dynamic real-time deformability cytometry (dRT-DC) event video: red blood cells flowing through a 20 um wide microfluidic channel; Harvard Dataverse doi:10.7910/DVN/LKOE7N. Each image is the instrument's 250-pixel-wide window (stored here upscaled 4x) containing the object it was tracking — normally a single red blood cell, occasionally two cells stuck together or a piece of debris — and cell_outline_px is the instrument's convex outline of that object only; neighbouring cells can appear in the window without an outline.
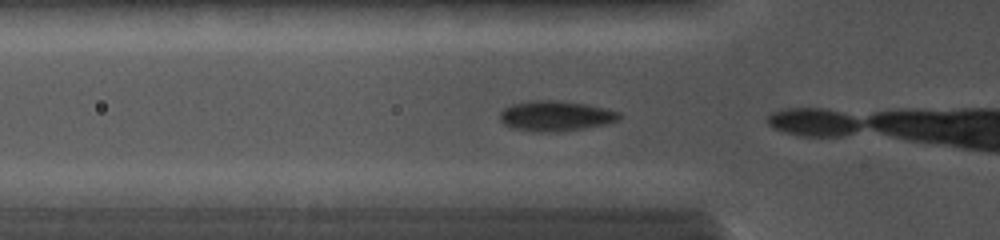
{"species": "common noctule bat (a hibernating species)", "species_latin": "Nyctalus noctula", "temperature_condition": "cold", "stored_images_in_passage": 3, "camera_frame_rate_fps": 5000, "um_per_image_px": 0.085, "animal": {"sex": "female", "body_mass_g": 19.0, "forearm_length_mm": 56.7}, "frame": {"image": 1, "passage_image": 2, "time_ms": 0.4, "image_size_px": [1000, 240], "cell_outline_px": [[624, 116], [620, 120], [604, 124], [584, 128], [552, 132], [536, 132], [516, 128], [504, 124], [500, 120], [500, 112], [504, 108], [512, 104], [532, 100], [552, 100], [588, 104], [620, 112]], "centroid_in_image_um": [47.26, 9.85], "position_along_channel_um": 78.5, "area_um2": 20.98}}